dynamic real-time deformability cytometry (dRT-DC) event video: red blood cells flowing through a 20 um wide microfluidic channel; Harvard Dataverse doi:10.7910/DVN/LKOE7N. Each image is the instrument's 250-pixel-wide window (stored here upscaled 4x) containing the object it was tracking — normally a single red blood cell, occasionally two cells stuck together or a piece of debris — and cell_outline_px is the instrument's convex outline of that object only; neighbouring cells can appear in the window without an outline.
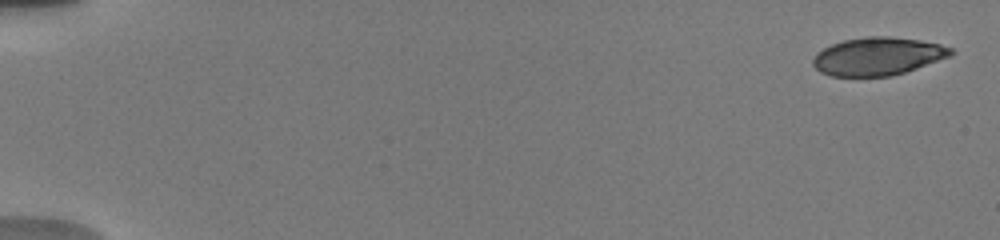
{"species": "human", "species_latin": "Homo sapiens", "temperature_condition": "warm", "stored_images_in_passage": 29, "camera_frame_rate_fps": 3000, "um_per_image_px": 0.085, "donor": {"sex": "male"}, "frame": {"image": 1, "passage_image": 3, "time_ms": 0.333, "image_size_px": [1000, 240], "cell_outline_px": [[956, 52], [952, 56], [892, 76], [832, 76], [820, 72], [812, 64], [812, 60], [816, 52], [832, 44], [844, 40], [868, 36], [888, 36], [920, 40], [940, 44], [952, 48]], "centroid_in_image_um": [74.63, 4.78], "position_along_channel_um": 10.4, "area_um2": 30.58}}
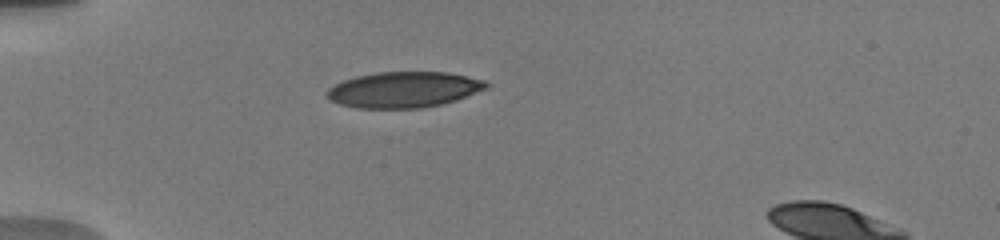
{"frame": {"image": 2, "passage_image": 24, "time_ms": 5.333, "image_size_px": [1000, 240], "cell_outline_px": [[488, 88], [456, 100], [440, 104], [420, 108], [356, 108], [340, 104], [324, 96], [324, 92], [328, 88], [344, 80], [356, 76], [376, 72], [448, 72], [468, 76], [484, 80], [488, 84]], "centroid_in_image_um": [34.3, 7.62], "position_along_channel_um": 50.7, "area_um2": 33.29}}